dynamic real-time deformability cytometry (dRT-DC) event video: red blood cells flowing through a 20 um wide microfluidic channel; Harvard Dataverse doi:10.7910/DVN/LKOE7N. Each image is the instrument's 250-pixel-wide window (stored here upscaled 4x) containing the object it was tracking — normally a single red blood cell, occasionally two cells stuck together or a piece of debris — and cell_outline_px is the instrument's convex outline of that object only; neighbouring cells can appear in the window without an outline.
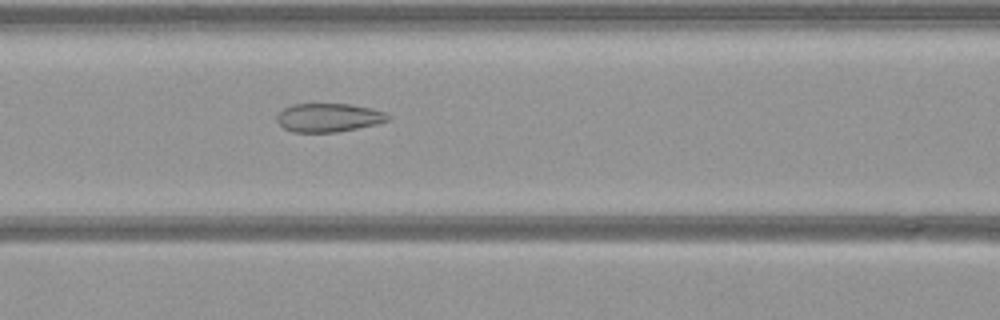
{"species": "common noctule bat (a hibernating species)", "species_latin": "Nyctalus noctula", "temperature_condition": "warm", "stored_images_in_passage": 46, "camera_frame_rate_fps": 3000, "um_per_image_px": 0.085, "animal": {"sex": "female", "body_mass_g": 21.9}, "frame": {"image": 1, "passage_image": 15, "time_ms": 4.667, "image_size_px": [1000, 320], "cell_outline_px": [[392, 116], [388, 120], [376, 124], [336, 132], [292, 132], [284, 128], [276, 120], [276, 116], [284, 108], [292, 104], [352, 104], [372, 108], [384, 112]], "centroid_in_image_um": [27.93, 9.99], "position_along_channel_um": 138.7, "area_um2": 18.5}}
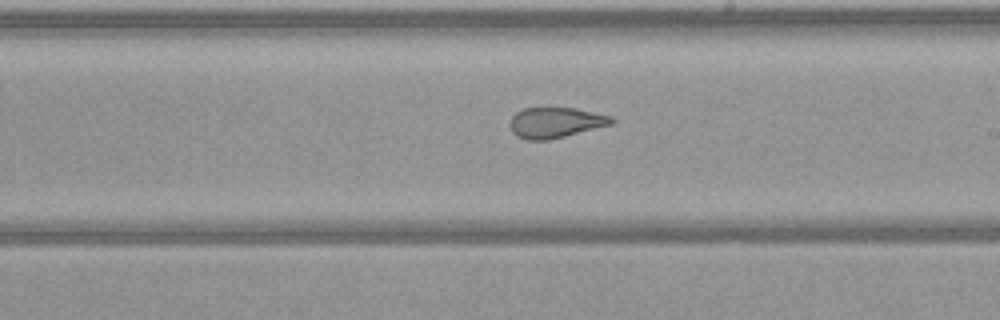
{"frame": {"image": 2, "passage_image": 23, "time_ms": 7.333, "image_size_px": [1000, 320], "cell_outline_px": [[616, 120], [612, 124], [548, 140], [528, 140], [516, 136], [512, 132], [508, 124], [512, 116], [516, 112], [524, 108], [576, 108], [612, 116]], "centroid_in_image_um": [47.19, 10.41], "position_along_channel_um": 241.8, "area_um2": 18.09}}
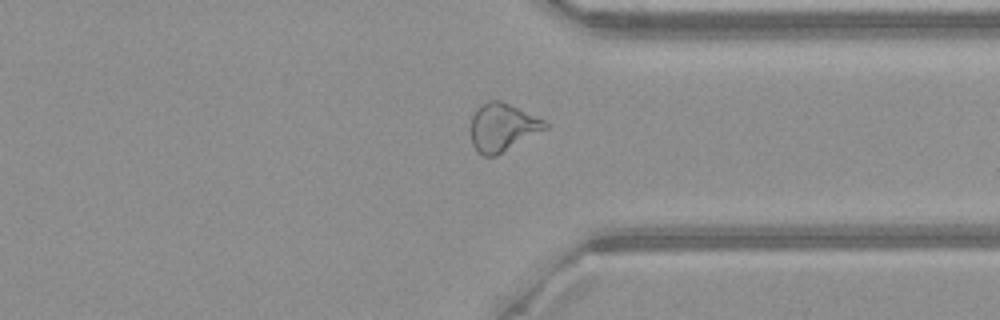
{"frame": {"image": 3, "passage_image": 33, "time_ms": 10.667, "image_size_px": [1000, 320], "cell_outline_px": [[548, 128], [496, 156], [484, 156], [476, 152], [472, 144], [472, 116], [476, 108], [480, 104], [488, 100], [500, 100], [544, 120], [548, 124]], "centroid_in_image_um": [42.69, 10.83], "position_along_channel_um": 368.7, "area_um2": 20.69}}